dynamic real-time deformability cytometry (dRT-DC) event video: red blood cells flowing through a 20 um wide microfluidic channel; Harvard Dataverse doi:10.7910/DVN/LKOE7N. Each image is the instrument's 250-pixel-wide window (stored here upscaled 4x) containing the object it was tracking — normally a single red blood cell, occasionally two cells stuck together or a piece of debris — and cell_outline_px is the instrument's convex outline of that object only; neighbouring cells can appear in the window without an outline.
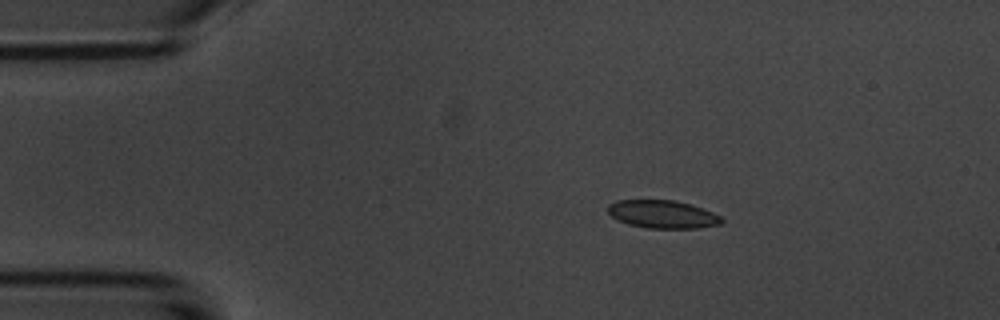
{"species": "common noctule bat (a hibernating species)", "species_latin": "Nyctalus noctula", "temperature_condition": "room temperature", "stored_images_in_passage": 2, "camera_frame_rate_fps": 3000, "um_per_image_px": 0.085, "animal": {"sex": "male", "body_mass_g": 20.1, "forearm_length_mm": 53.5}, "frame": {"image": 1, "passage_image": 1, "time_ms": 0.0, "image_size_px": [1000, 320], "cell_outline_px": [[724, 220], [720, 224], [696, 228], [648, 228], [628, 224], [612, 216], [608, 212], [608, 204], [616, 200], [676, 200], [712, 212], [720, 216]], "centroid_in_image_um": [56.3, 18.21], "position_along_channel_um": 28.7, "area_um2": 18.32}}